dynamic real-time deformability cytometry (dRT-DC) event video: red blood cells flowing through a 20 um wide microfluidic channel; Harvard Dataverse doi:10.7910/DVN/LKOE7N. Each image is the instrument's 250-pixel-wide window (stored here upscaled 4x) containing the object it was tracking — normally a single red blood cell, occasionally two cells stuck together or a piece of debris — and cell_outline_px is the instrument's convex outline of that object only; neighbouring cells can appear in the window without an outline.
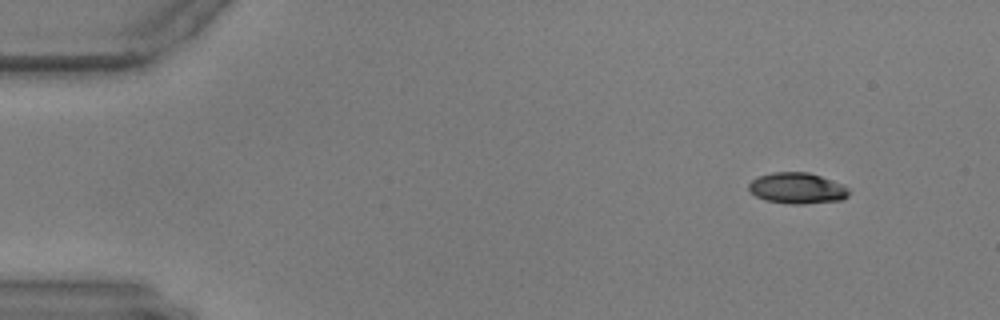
{"species": "common noctule bat (a hibernating species)", "species_latin": "Nyctalus noctula", "temperature_condition": "warm", "stored_images_in_passage": 53, "camera_frame_rate_fps": 3000, "um_per_image_px": 0.085, "animal": {"sex": "male", "body_mass_g": 17.9, "forearm_length_mm": 54.2}, "frame": {"image": 1, "passage_image": 1, "time_ms": 0.0, "image_size_px": [1000, 320], "cell_outline_px": [[848, 196], [840, 200], [804, 204], [792, 204], [764, 200], [756, 196], [748, 188], [748, 184], [756, 176], [772, 172], [808, 172], [844, 184], [848, 188]], "centroid_in_image_um": [67.74, 15.99], "position_along_channel_um": 17.3, "area_um2": 18.15}}
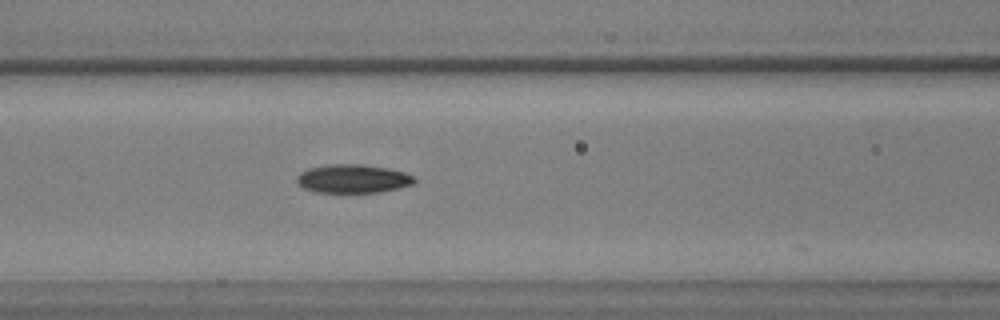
{"frame": {"image": 2, "passage_image": 20, "time_ms": 6.333, "image_size_px": [1000, 320], "cell_outline_px": [[416, 180], [412, 184], [400, 188], [380, 192], [316, 192], [304, 188], [296, 180], [296, 176], [300, 172], [308, 168], [328, 164], [364, 164], [388, 168], [404, 172], [412, 176]], "centroid_in_image_um": [29.99, 15.18], "position_along_channel_um": 136.6, "area_um2": 19.59}}
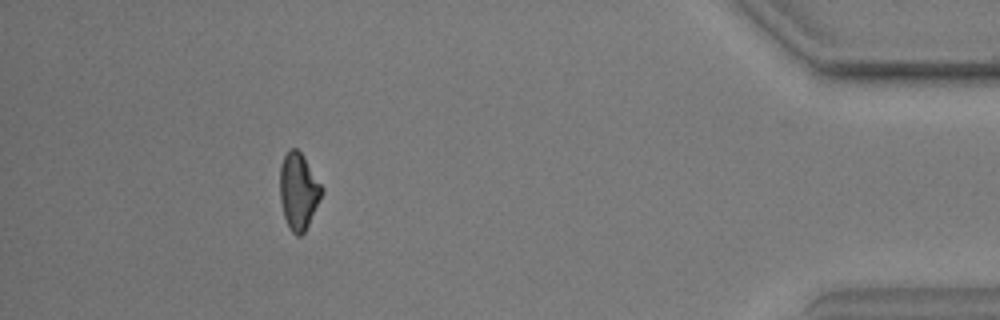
{"frame": {"image": 3, "passage_image": 48, "time_ms": 15.667, "image_size_px": [1000, 320], "cell_outline_px": [[324, 192], [304, 232], [300, 236], [296, 236], [292, 232], [284, 216], [280, 200], [280, 168], [284, 156], [288, 148], [296, 148], [304, 156], [324, 188]], "centroid_in_image_um": [25.38, 16.22], "position_along_channel_um": 409.8, "area_um2": 18.67}}